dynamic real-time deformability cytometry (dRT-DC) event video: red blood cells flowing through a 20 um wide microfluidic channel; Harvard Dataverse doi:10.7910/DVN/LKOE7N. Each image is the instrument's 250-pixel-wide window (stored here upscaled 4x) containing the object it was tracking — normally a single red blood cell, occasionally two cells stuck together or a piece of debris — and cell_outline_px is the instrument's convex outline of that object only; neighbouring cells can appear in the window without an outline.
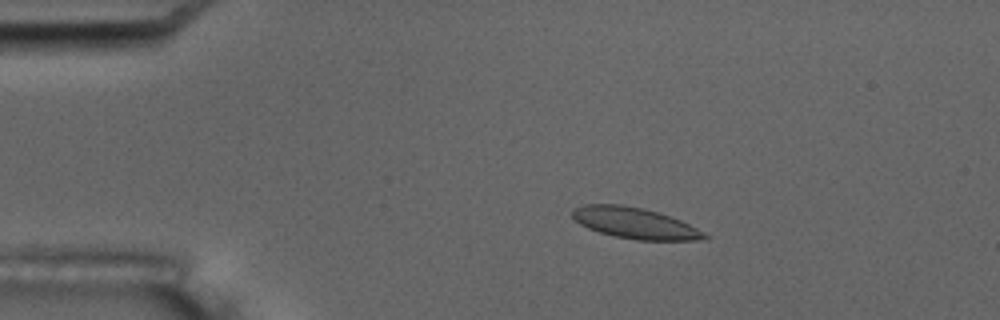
{"species": "common noctule bat (a hibernating species)", "species_latin": "Nyctalus noctula", "temperature_condition": "room temperature", "stored_images_in_passage": 4, "camera_frame_rate_fps": 3000, "um_per_image_px": 0.085, "animal": {"sex": "male", "body_mass_g": 17.5, "forearm_length_mm": 52.3}, "frame": {"image": 1, "passage_image": 2, "time_ms": 1.333, "image_size_px": [1000, 320], "cell_outline_px": [[712, 236], [708, 240], [636, 240], [616, 236], [600, 232], [588, 228], [580, 224], [572, 216], [572, 208], [584, 204], [620, 204], [644, 208], [680, 220]], "centroid_in_image_um": [53.98, 18.96], "position_along_channel_um": 31.0, "area_um2": 23.87}}